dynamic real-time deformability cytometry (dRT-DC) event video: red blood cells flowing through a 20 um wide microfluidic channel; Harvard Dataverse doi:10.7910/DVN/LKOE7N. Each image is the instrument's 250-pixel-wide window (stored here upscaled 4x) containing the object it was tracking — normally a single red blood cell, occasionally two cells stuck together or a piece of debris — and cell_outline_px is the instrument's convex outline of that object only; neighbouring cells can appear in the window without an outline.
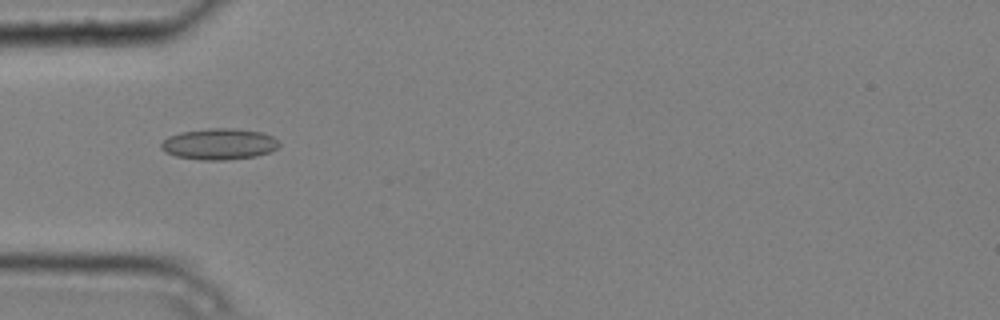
{"species": "common noctule bat (a hibernating species)", "species_latin": "Nyctalus noctula", "temperature_condition": "cold", "stored_images_in_passage": 6, "camera_frame_rate_fps": 3000, "um_per_image_px": 0.085, "animal": {"sex": "male", "body_mass_g": 20.4}, "frame": {"image": 1, "passage_image": 4, "time_ms": 1.0, "image_size_px": [1000, 320], "cell_outline_px": [[280, 144], [276, 148], [268, 152], [256, 156], [228, 160], [200, 160], [176, 156], [164, 152], [160, 148], [160, 144], [168, 136], [180, 132], [208, 128], [236, 128], [264, 132], [272, 136]], "centroid_in_image_um": [18.6, 12.24], "position_along_channel_um": 66.4, "area_um2": 21.62}}
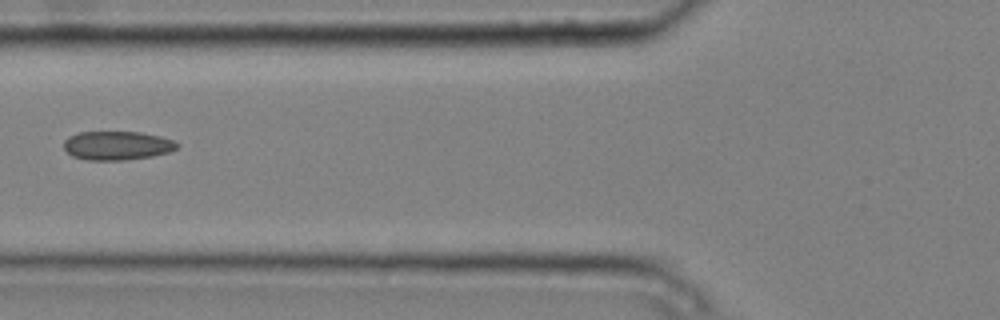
{"frame": {"image": 2, "passage_image": 5, "time_ms": 1.333, "image_size_px": [1000, 320], "cell_outline_px": [[180, 144], [176, 148], [168, 152], [152, 156], [124, 160], [88, 160], [72, 156], [64, 148], [64, 140], [68, 136], [80, 132], [140, 132], [160, 136], [176, 140]], "centroid_in_image_um": [9.97, 12.36], "position_along_channel_um": 115.8, "area_um2": 19.07}}
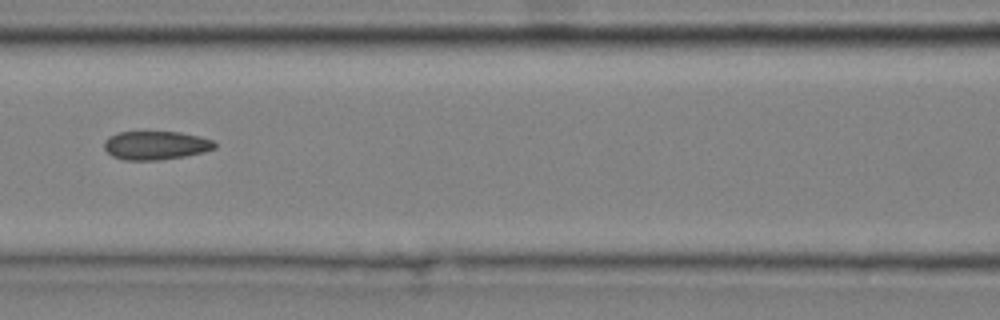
{"frame": {"image": 3, "passage_image": 6, "time_ms": 1.667, "image_size_px": [1000, 320], "cell_outline_px": [[216, 148], [204, 152], [184, 156], [160, 160], [124, 160], [112, 156], [104, 148], [104, 140], [108, 136], [120, 132], [180, 132], [200, 136], [212, 140], [216, 144]], "centroid_in_image_um": [13.23, 12.35], "position_along_channel_um": 153.4, "area_um2": 18.5}}